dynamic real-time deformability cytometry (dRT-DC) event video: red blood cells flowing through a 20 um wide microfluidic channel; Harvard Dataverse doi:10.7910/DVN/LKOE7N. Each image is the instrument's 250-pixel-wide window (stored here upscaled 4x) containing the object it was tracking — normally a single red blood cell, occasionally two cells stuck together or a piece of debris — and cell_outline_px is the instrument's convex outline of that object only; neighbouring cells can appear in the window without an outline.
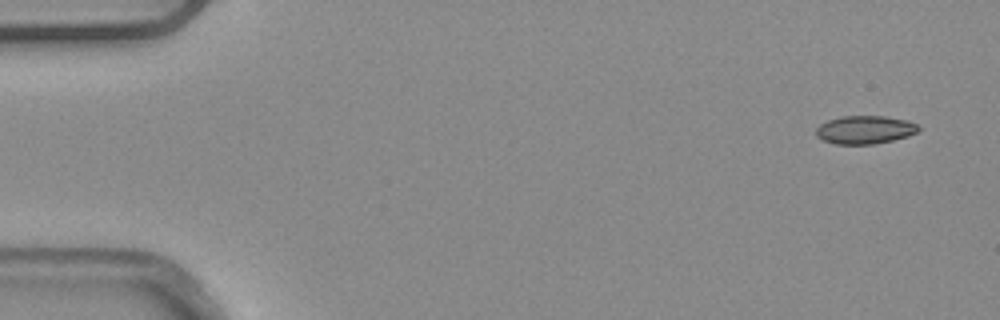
{"species": "common noctule bat (a hibernating species)", "species_latin": "Nyctalus noctula", "temperature_condition": "warm", "stored_images_in_passage": 4, "camera_frame_rate_fps": 3000, "um_per_image_px": 0.085, "animal": {"sex": "male", "body_mass_g": 20.4}, "frame": {"image": 1, "passage_image": 1, "time_ms": 0.0, "image_size_px": [1000, 320], "cell_outline_px": [[920, 128], [916, 132], [908, 136], [892, 140], [872, 144], [836, 144], [824, 140], [816, 136], [816, 128], [820, 124], [828, 120], [840, 116], [884, 116], [908, 120], [916, 124]], "centroid_in_image_um": [73.5, 11.02], "position_along_channel_um": 11.5, "area_um2": 16.76}}
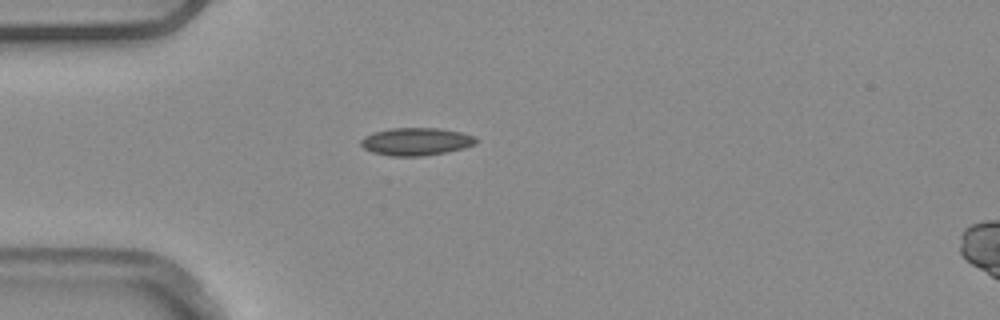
{"frame": {"image": 2, "passage_image": 3, "time_ms": 0.667, "image_size_px": [1000, 320], "cell_outline_px": [[476, 144], [464, 148], [444, 152], [420, 156], [392, 156], [372, 152], [364, 148], [360, 144], [360, 140], [364, 136], [372, 132], [392, 128], [440, 128], [460, 132], [476, 136]], "centroid_in_image_um": [35.35, 12.02], "position_along_channel_um": 49.6, "area_um2": 18.55}}